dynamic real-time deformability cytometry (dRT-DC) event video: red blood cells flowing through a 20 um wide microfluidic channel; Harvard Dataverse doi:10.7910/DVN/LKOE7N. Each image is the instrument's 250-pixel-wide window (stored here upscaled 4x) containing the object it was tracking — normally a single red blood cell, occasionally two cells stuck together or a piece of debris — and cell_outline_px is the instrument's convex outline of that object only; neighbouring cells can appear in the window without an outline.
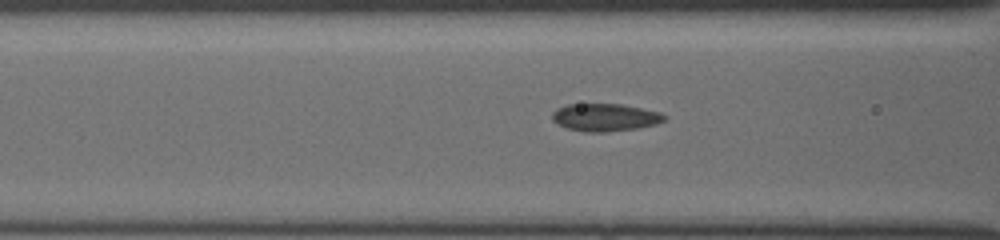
{"species": "common noctule bat (a hibernating species)", "species_latin": "Nyctalus noctula", "temperature_condition": "cold", "stored_images_in_passage": 10, "camera_frame_rate_fps": 3000, "um_per_image_px": 0.085, "animal": {"sex": "female", "body_mass_g": 19.5, "forearm_length_mm": 54.1}, "frame": {"image": 1, "passage_image": 5, "time_ms": 1.333, "image_size_px": [1000, 240], "cell_outline_px": [[664, 120], [652, 124], [632, 128], [568, 128], [560, 124], [552, 116], [560, 108], [572, 104], [616, 104], [656, 112], [664, 116]], "centroid_in_image_um": [51.43, 9.9], "position_along_channel_um": 115.2, "area_um2": 15.66}}
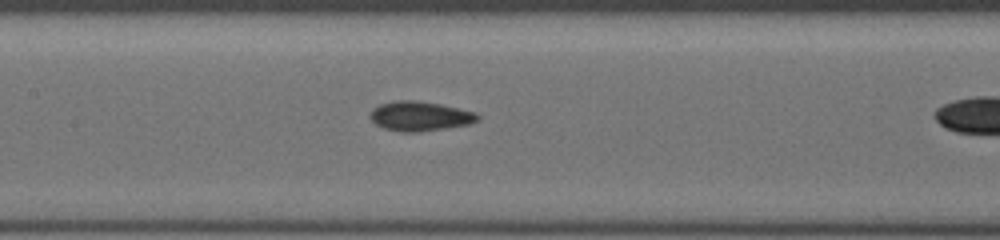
{"frame": {"image": 2, "passage_image": 9, "time_ms": 2.667, "image_size_px": [1000, 240], "cell_outline_px": [[476, 120], [464, 124], [436, 128], [388, 128], [376, 124], [372, 120], [372, 112], [376, 108], [384, 104], [436, 104], [472, 112], [476, 116]], "centroid_in_image_um": [35.71, 9.87], "position_along_channel_um": 171.7, "area_um2": 15.14}}